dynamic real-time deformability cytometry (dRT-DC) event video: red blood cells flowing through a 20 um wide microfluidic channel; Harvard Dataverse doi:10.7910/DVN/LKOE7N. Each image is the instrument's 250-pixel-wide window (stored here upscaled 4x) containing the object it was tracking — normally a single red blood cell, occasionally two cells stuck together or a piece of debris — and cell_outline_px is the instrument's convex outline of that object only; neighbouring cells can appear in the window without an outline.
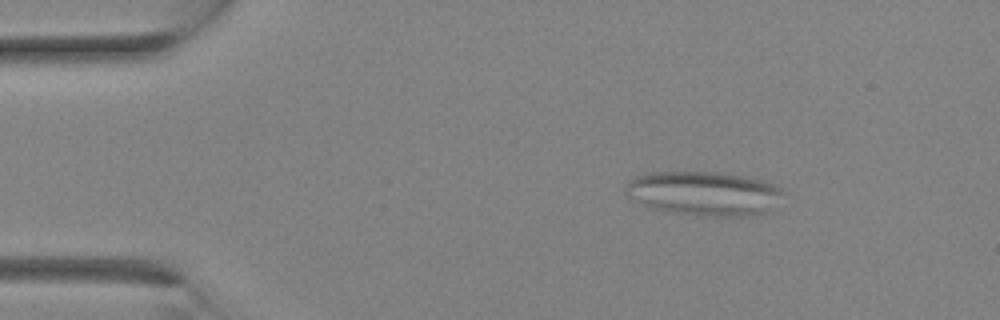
{"species": "Egyptian fruit bat (a non-hibernating species)", "species_latin": "Rousettus aegyptiacus", "temperature_condition": "room temperature", "stored_images_in_passage": 5, "camera_frame_rate_fps": 3000, "um_per_image_px": 0.085, "animal": {"sex": "female"}, "frame": {"image": 1, "passage_image": 1, "time_ms": 0.0, "image_size_px": [1000, 320], "cell_outline_px": [[788, 192], [760, 212], [744, 216], [700, 216], [668, 212], [648, 208], [628, 196], [624, 192], [624, 188], [628, 180], [644, 172], [720, 172], [760, 180], [772, 184]], "centroid_in_image_um": [59.71, 16.43], "position_along_channel_um": 25.3, "area_um2": 40.4}}
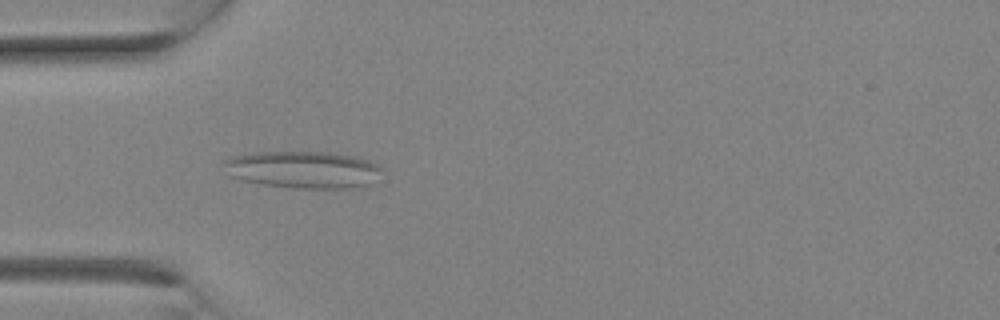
{"frame": {"image": 2, "passage_image": 5, "time_ms": 1.333, "image_size_px": [1000, 320], "cell_outline_px": [[384, 168], [372, 184], [352, 188], [292, 188], [260, 184], [244, 180], [232, 176], [220, 164], [224, 160], [232, 156], [256, 152], [328, 152], [360, 156], [380, 164]], "centroid_in_image_um": [25.82, 14.41], "position_along_channel_um": 59.2, "area_um2": 34.74}}